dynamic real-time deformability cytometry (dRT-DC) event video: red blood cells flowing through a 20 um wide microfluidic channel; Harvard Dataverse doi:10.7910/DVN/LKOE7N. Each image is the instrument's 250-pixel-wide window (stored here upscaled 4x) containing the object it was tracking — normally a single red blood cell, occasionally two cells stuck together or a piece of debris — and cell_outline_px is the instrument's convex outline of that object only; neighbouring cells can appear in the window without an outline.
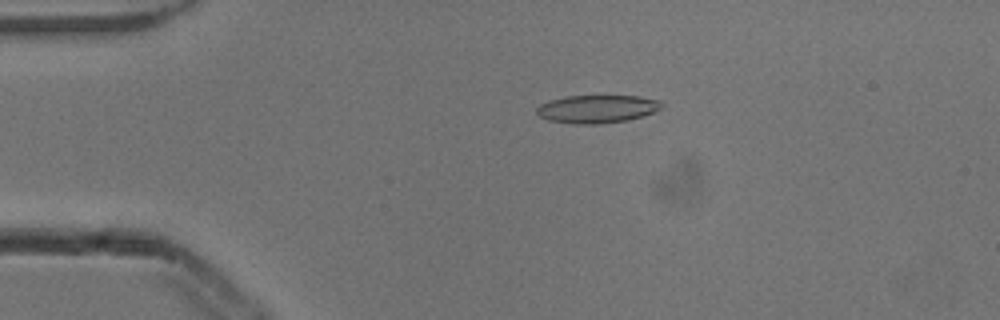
{"species": "common noctule bat (a hibernating species)", "species_latin": "Nyctalus noctula", "temperature_condition": "cold", "stored_images_in_passage": 53, "camera_frame_rate_fps": 3000, "um_per_image_px": 0.085, "animal": {"sex": "male", "body_mass_g": 13.3}, "frame": {"image": 1, "passage_image": 11, "time_ms": 3.333, "image_size_px": [1000, 320], "cell_outline_px": [[664, 104], [660, 108], [644, 116], [628, 120], [600, 124], [572, 124], [548, 120], [540, 116], [536, 112], [536, 108], [540, 104], [548, 100], [564, 96], [640, 96], [660, 100]], "centroid_in_image_um": [50.74, 9.26], "position_along_channel_um": 34.3, "area_um2": 20.58}}
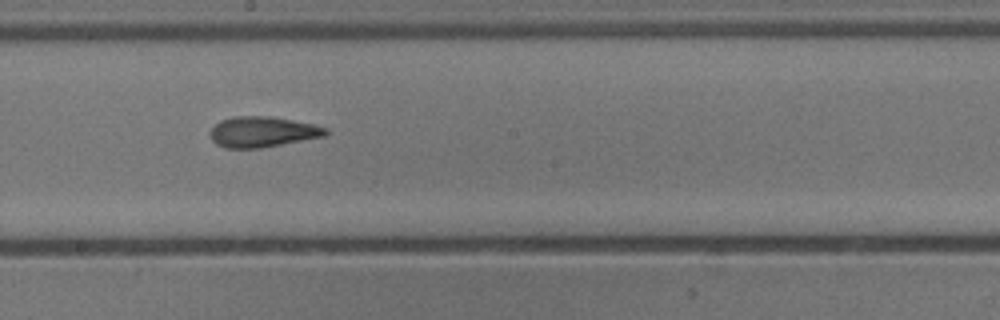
{"frame": {"image": 2, "passage_image": 29, "time_ms": 9.333, "image_size_px": [1000, 320], "cell_outline_px": [[328, 132], [324, 136], [260, 148], [224, 148], [216, 144], [212, 140], [208, 132], [220, 120], [236, 116], [268, 116], [292, 120], [312, 124], [328, 128]], "centroid_in_image_um": [22.27, 11.21], "position_along_channel_um": 225.9, "area_um2": 20.46}}
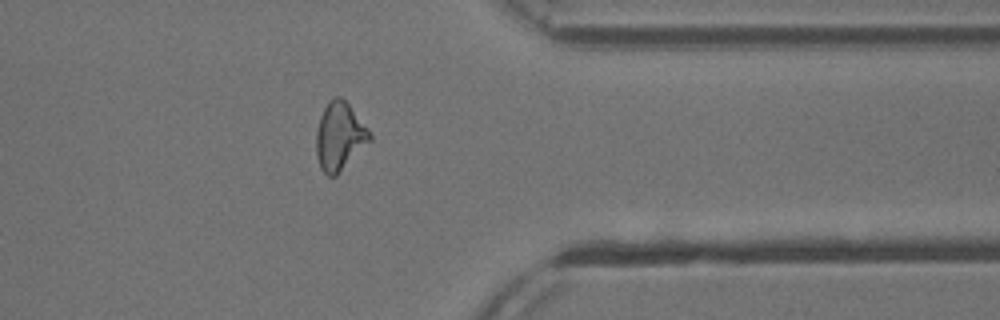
{"frame": {"image": 3, "passage_image": 42, "time_ms": 13.667, "image_size_px": [1000, 320], "cell_outline_px": [[372, 140], [336, 176], [328, 176], [320, 168], [316, 156], [316, 132], [320, 116], [328, 100], [332, 96], [340, 96], [348, 104], [368, 128], [372, 136]], "centroid_in_image_um": [28.86, 11.59], "position_along_channel_um": 382.5, "area_um2": 21.33}, "authors_computed_cell_mechanics": {"area_um2": 20.23, "velocity_mm_per_s": 3.8851, "shape_relaxation_time_tau1_ms": 4.4149, "shape_relaxation_time_tau2_ms": 1.9161, "deformation_change_tau1": 0.1688, "deformation_change_tau2": 0.1144}}